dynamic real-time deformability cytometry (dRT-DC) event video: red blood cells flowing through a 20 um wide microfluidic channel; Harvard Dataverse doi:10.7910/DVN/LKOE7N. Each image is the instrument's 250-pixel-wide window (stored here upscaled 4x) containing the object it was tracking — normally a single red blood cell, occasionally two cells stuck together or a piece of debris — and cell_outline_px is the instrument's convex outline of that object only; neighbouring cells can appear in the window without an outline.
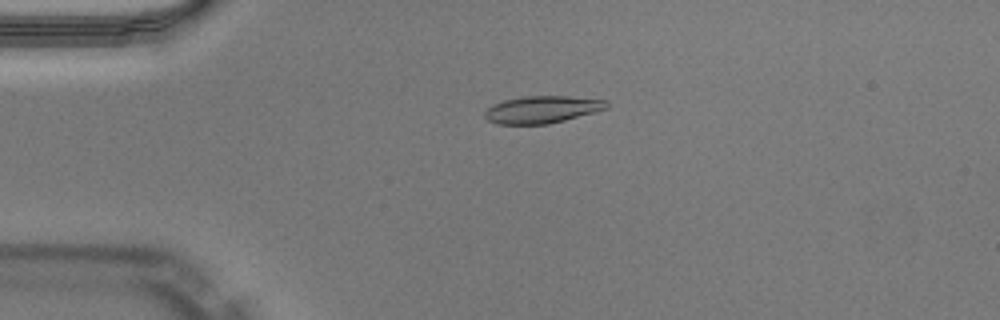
{"species": "Egyptian fruit bat (a non-hibernating species)", "species_latin": "Rousettus aegyptiacus", "temperature_condition": "warm", "stored_images_in_passage": 50, "camera_frame_rate_fps": 3000, "um_per_image_px": 0.085, "animal": {"sex": "male"}, "frame": {"image": 1, "passage_image": 12, "time_ms": 3.667, "image_size_px": [1000, 320], "cell_outline_px": [[608, 108], [564, 120], [548, 124], [496, 124], [488, 120], [484, 116], [484, 112], [492, 104], [504, 100], [524, 96], [568, 96], [608, 100]], "centroid_in_image_um": [46.06, 9.3], "position_along_channel_um": 38.9, "area_um2": 19.31}}
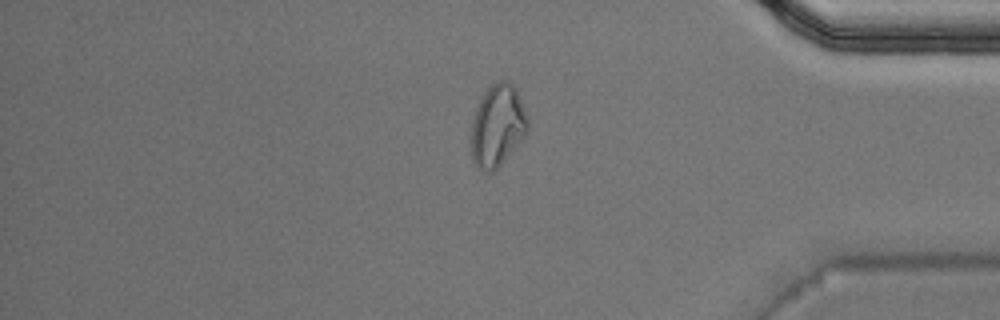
{"frame": {"image": 2, "passage_image": 42, "time_ms": 13.667, "image_size_px": [1000, 320], "cell_outline_px": [[528, 132], [500, 164], [492, 172], [484, 172], [472, 160], [472, 120], [480, 100], [484, 92], [496, 80], [508, 80], [516, 88], [528, 116]], "centroid_in_image_um": [42.31, 10.64], "position_along_channel_um": 392.9, "area_um2": 26.76}}
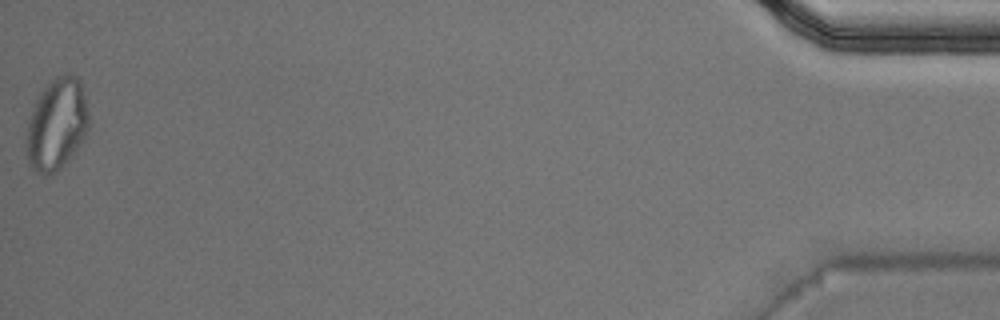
{"frame": {"image": 3, "passage_image": 50, "time_ms": 16.333, "image_size_px": [1000, 320], "cell_outline_px": [[88, 128], [84, 136], [76, 148], [48, 176], [44, 176], [36, 172], [32, 168], [28, 160], [28, 124], [36, 100], [44, 88], [56, 76], [76, 76], [80, 80], [88, 112]], "centroid_in_image_um": [4.82, 10.53], "position_along_channel_um": 430.4, "area_um2": 31.79}, "authors_computed_cell_mechanics": {"area_um2": 19.3341, "velocity_mm_per_s": 4.0744, "shape_relaxation_time_tau1_ms": null, "shape_relaxation_time_tau2_ms": 4.5494, "deformation_change_tau1": null, "deformation_change_tau2": 0.1262}}